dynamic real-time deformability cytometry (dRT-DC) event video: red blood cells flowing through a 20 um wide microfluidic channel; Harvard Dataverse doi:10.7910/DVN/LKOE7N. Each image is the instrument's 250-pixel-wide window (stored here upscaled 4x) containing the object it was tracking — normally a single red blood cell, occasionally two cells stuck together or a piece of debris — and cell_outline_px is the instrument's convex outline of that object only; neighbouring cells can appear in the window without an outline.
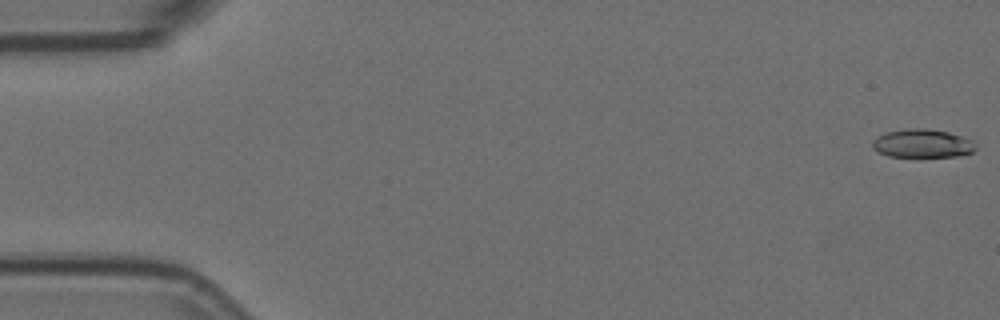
{"species": "Egyptian fruit bat (a non-hibernating species)", "species_latin": "Rousettus aegyptiacus", "temperature_condition": "room temperature", "stored_images_in_passage": 7, "camera_frame_rate_fps": 3000, "um_per_image_px": 0.085, "animal": {"sex": "female"}, "frame": {"image": 1, "passage_image": 1, "time_ms": 0.0, "image_size_px": [1000, 320], "cell_outline_px": [[976, 148], [972, 152], [956, 156], [888, 156], [872, 148], [872, 140], [876, 136], [888, 132], [908, 128], [924, 128], [948, 132], [972, 140], [976, 144]], "centroid_in_image_um": [78.39, 12.18], "position_along_channel_um": 6.6, "area_um2": 16.94}}
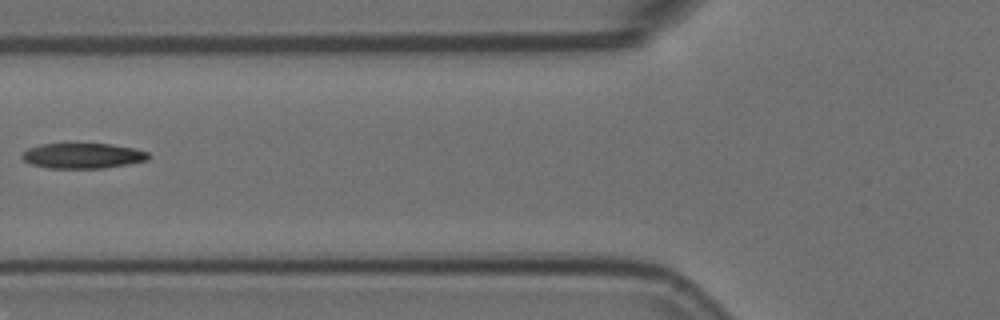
{"frame": {"image": 2, "passage_image": 6, "time_ms": 1.667, "image_size_px": [1000, 320], "cell_outline_px": [[148, 160], [128, 164], [104, 168], [48, 168], [32, 164], [24, 160], [20, 156], [28, 148], [40, 144], [108, 144], [136, 148], [148, 152]], "centroid_in_image_um": [7.04, 13.24], "position_along_channel_um": 118.8, "area_um2": 18.55}}
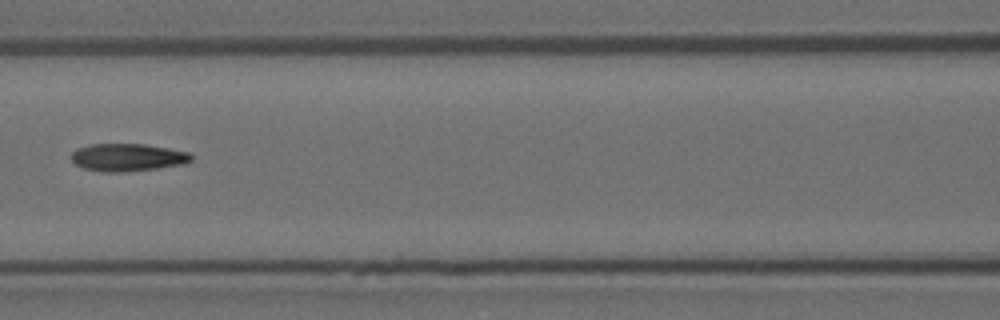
{"frame": {"image": 3, "passage_image": 7, "time_ms": 2.0, "image_size_px": [1000, 320], "cell_outline_px": [[192, 160], [184, 164], [156, 168], [120, 172], [104, 172], [84, 168], [76, 164], [72, 160], [72, 152], [76, 148], [88, 144], [148, 144], [192, 152]], "centroid_in_image_um": [10.88, 13.36], "position_along_channel_um": 155.7, "area_um2": 19.42}}